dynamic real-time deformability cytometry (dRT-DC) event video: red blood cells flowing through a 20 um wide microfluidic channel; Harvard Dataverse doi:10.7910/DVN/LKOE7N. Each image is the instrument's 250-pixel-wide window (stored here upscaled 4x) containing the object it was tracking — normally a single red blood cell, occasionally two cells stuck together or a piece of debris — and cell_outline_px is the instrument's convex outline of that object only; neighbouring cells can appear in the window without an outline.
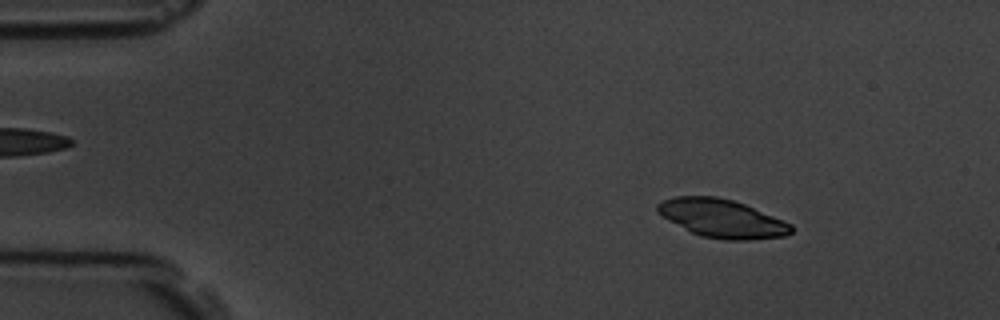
{"species": "common noctule bat (a hibernating species)", "species_latin": "Nyctalus noctula", "temperature_condition": "room temperature", "stored_images_in_passage": 3, "camera_frame_rate_fps": 3000, "um_per_image_px": 0.085, "animal": {"sex": "male", "body_mass_g": 19.5, "forearm_length_mm": 54.6}, "frame": {"image": 1, "passage_image": 1, "time_ms": 0.0, "image_size_px": [1000, 320], "cell_outline_px": [[792, 232], [784, 236], [748, 240], [724, 240], [700, 236], [668, 220], [656, 212], [656, 204], [660, 200], [676, 196], [716, 196], [732, 200], [744, 204], [784, 220], [792, 224]], "centroid_in_image_um": [61.34, 18.56], "position_along_channel_um": 23.7, "area_um2": 29.88}}